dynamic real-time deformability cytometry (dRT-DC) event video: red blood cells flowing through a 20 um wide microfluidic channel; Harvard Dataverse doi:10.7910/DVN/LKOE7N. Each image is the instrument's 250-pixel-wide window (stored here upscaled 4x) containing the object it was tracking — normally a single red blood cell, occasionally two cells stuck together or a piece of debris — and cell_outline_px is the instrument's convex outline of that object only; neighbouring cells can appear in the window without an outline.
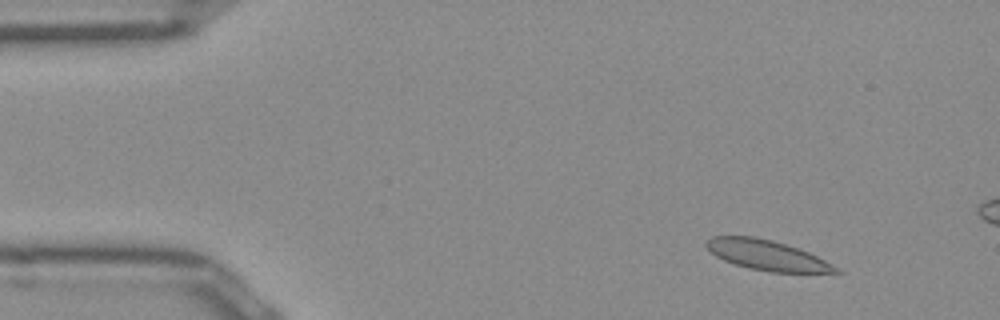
{"species": "Egyptian fruit bat (a non-hibernating species)", "species_latin": "Rousettus aegyptiacus", "temperature_condition": "room temperature", "stored_images_in_passage": 8, "camera_frame_rate_fps": 3000, "um_per_image_px": 0.085, "frame": {"image": 1, "passage_image": 1, "time_ms": 0.0, "image_size_px": [1000, 320], "cell_outline_px": [[844, 272], [772, 272], [748, 268], [724, 260], [716, 256], [704, 244], [712, 236], [756, 236], [772, 240], [808, 252], [824, 260]], "centroid_in_image_um": [65.15, 21.68], "position_along_channel_um": 19.8, "area_um2": 22.25}}